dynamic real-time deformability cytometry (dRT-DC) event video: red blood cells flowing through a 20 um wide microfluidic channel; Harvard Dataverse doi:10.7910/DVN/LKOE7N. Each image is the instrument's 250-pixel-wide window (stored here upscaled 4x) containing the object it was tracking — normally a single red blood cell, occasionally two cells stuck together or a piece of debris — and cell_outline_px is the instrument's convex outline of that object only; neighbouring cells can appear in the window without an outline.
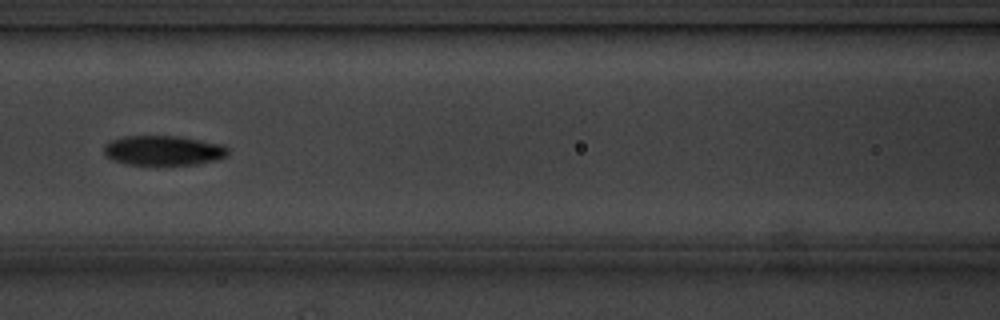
{"species": "common noctule bat (a hibernating species)", "species_latin": "Nyctalus noctula", "temperature_condition": "cold", "stored_images_in_passage": 12, "camera_frame_rate_fps": 3000, "um_per_image_px": 0.085, "animal": {"sex": "male", "body_mass_g": 20.1, "forearm_length_mm": 53.5}, "frame": {"image": 1, "passage_image": 7, "time_ms": 8.0, "image_size_px": [1000, 320], "cell_outline_px": [[228, 156], [216, 160], [196, 164], [128, 164], [112, 160], [104, 156], [104, 144], [112, 140], [124, 136], [180, 136], [224, 144], [228, 148]], "centroid_in_image_um": [13.9, 12.78], "position_along_channel_um": 152.7, "area_um2": 21.62}}